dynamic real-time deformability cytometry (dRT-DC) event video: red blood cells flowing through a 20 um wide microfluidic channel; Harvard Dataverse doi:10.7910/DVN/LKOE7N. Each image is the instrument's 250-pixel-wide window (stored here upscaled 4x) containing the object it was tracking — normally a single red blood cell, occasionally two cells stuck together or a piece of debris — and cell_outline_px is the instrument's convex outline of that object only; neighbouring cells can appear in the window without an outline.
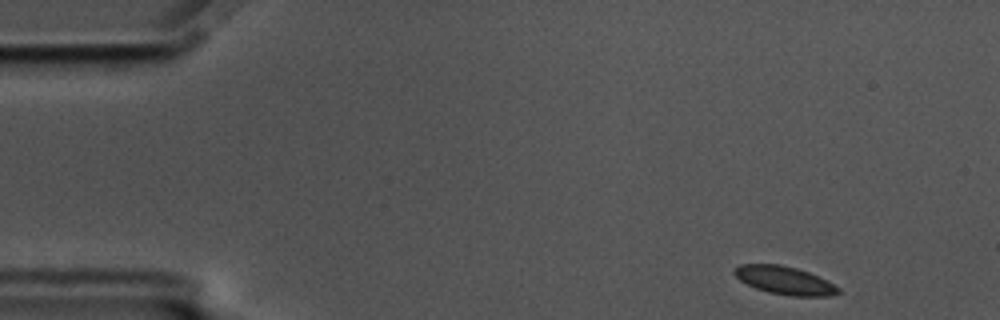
{"species": "common noctule bat (a hibernating species)", "species_latin": "Nyctalus noctula", "temperature_condition": "cold", "stored_images_in_passage": 54, "camera_frame_rate_fps": 3000, "um_per_image_px": 0.085, "animal": {"sex": "male", "body_mass_g": 17.5, "forearm_length_mm": 52.3}, "frame": {"image": 1, "passage_image": 1, "time_ms": 0.0, "image_size_px": [1000, 320], "cell_outline_px": [[840, 292], [832, 296], [792, 296], [768, 292], [756, 288], [740, 280], [732, 272], [732, 268], [740, 264], [780, 264], [796, 268], [808, 272], [840, 288]], "centroid_in_image_um": [66.65, 23.83], "position_along_channel_um": 18.4, "area_um2": 16.88}}
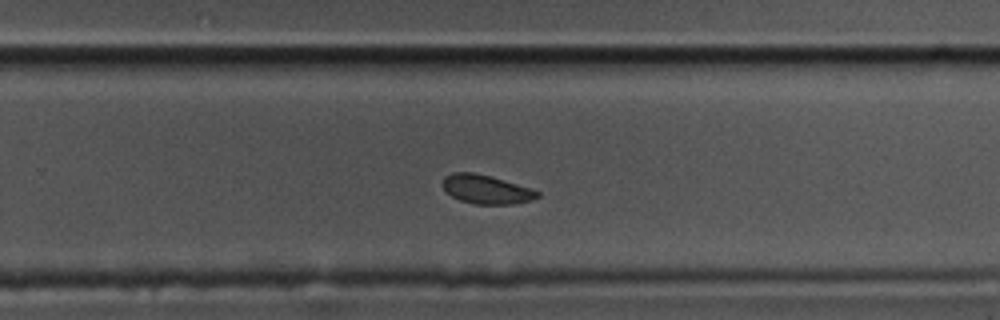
{"frame": {"image": 2, "passage_image": 33, "time_ms": 10.667, "image_size_px": [1000, 320], "cell_outline_px": [[540, 196], [532, 200], [512, 204], [476, 204], [460, 200], [452, 196], [440, 184], [444, 176], [452, 172], [472, 172], [492, 176], [532, 188], [540, 192]], "centroid_in_image_um": [41.33, 16.08], "position_along_channel_um": 288.5, "area_um2": 16.13}}
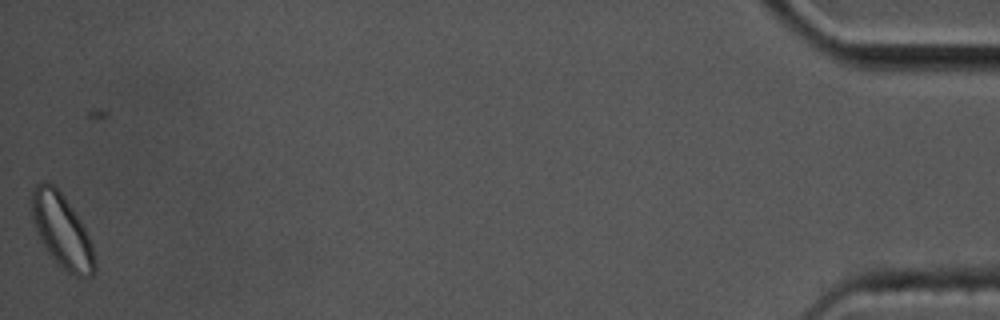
{"frame": {"image": 3, "passage_image": 54, "time_ms": 17.667, "image_size_px": [1000, 320], "cell_outline_px": [[96, 268], [92, 276], [76, 276], [68, 272], [48, 252], [40, 240], [36, 232], [32, 220], [32, 192], [36, 184], [44, 180], [56, 184], [80, 220], [92, 244], [96, 264]], "centroid_in_image_um": [5.25, 19.58], "position_along_channel_um": 430.0, "area_um2": 26.82}}